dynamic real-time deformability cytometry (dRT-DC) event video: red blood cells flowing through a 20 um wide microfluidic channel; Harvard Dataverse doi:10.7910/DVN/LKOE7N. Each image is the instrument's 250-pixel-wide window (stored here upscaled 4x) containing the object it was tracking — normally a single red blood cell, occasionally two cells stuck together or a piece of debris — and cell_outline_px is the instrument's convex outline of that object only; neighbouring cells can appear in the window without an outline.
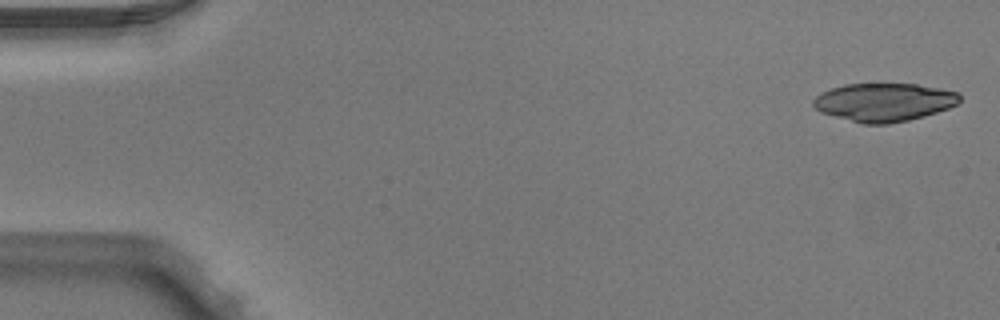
{"species": "Egyptian fruit bat (a non-hibernating species)", "species_latin": "Rousettus aegyptiacus", "temperature_condition": "warm", "stored_images_in_passage": 6, "camera_frame_rate_fps": 3000, "um_per_image_px": 0.085, "animal": {"sex": "male"}, "frame": {"image": 1, "passage_image": 1, "time_ms": 0.0, "image_size_px": [1000, 320], "cell_outline_px": [[960, 100], [956, 104], [948, 108], [924, 116], [908, 120], [888, 124], [864, 124], [820, 112], [812, 104], [812, 100], [816, 96], [832, 88], [844, 84], [916, 84], [940, 88], [960, 92]], "centroid_in_image_um": [75.15, 8.68], "position_along_channel_um": 9.8, "area_um2": 32.48}}